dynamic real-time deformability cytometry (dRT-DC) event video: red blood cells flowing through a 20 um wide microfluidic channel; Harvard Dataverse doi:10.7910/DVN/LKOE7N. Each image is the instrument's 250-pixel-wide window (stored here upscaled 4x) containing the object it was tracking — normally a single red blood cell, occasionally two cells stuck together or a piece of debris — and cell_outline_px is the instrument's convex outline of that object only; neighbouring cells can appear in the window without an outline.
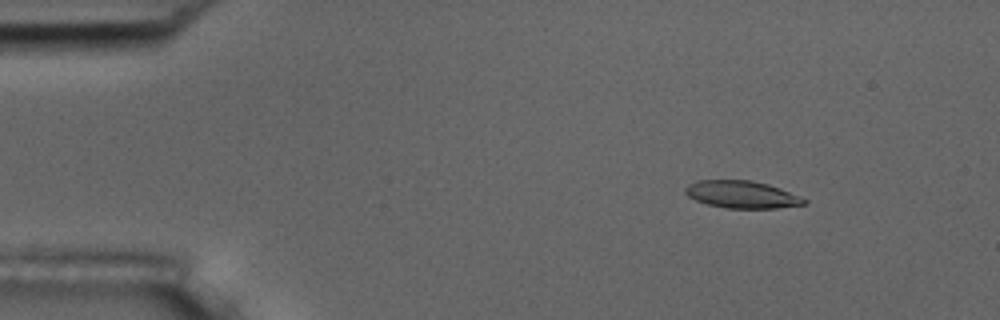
{"species": "common noctule bat (a hibernating species)", "species_latin": "Nyctalus noctula", "temperature_condition": "room temperature", "stored_images_in_passage": 6, "camera_frame_rate_fps": 3000, "um_per_image_px": 0.085, "animal": {"sex": "male", "body_mass_g": 17.5, "forearm_length_mm": 52.3}, "frame": {"image": 1, "passage_image": 3, "time_ms": 2.333, "image_size_px": [1000, 320], "cell_outline_px": [[808, 204], [776, 208], [724, 208], [708, 204], [696, 200], [688, 196], [684, 192], [684, 188], [688, 184], [696, 180], [752, 180], [768, 184], [780, 188], [800, 196], [808, 200]], "centroid_in_image_um": [63.06, 16.53], "position_along_channel_um": 21.9, "area_um2": 19.07}}
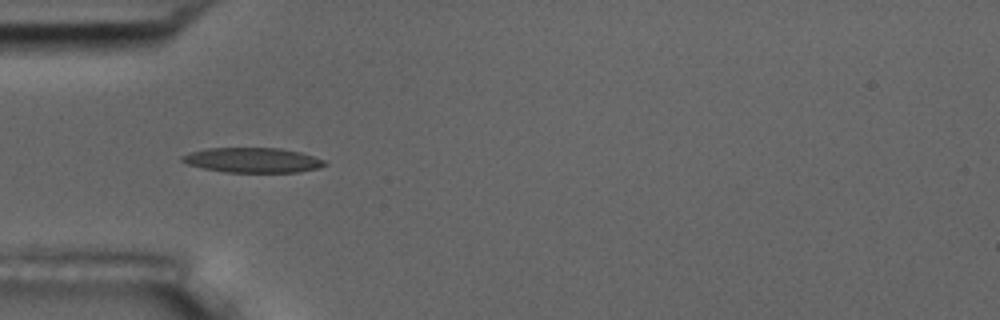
{"frame": {"image": 2, "passage_image": 5, "time_ms": 5.667, "image_size_px": [1000, 320], "cell_outline_px": [[328, 164], [320, 168], [296, 172], [224, 172], [204, 168], [188, 164], [180, 160], [180, 156], [188, 152], [208, 148], [280, 148], [300, 152], [324, 160]], "centroid_in_image_um": [21.46, 13.61], "position_along_channel_um": 63.5, "area_um2": 20.69}}